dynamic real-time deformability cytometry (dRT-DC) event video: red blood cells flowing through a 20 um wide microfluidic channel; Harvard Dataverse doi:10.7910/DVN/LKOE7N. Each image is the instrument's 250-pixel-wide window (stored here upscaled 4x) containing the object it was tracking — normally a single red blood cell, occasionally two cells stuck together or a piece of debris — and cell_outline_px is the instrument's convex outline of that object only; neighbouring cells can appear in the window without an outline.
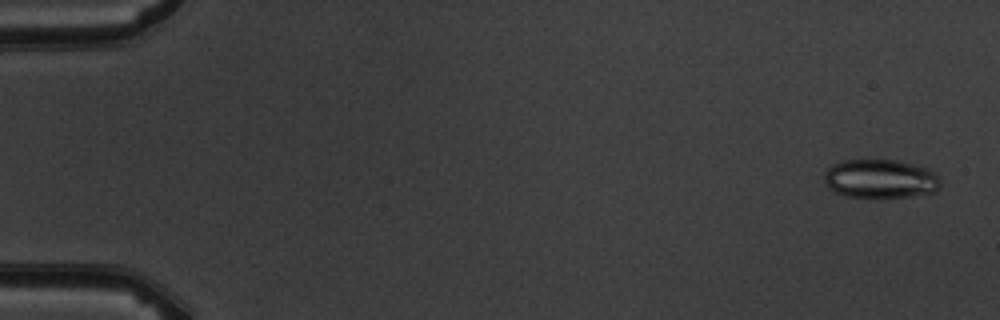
{"species": "common noctule bat (a hibernating species)", "species_latin": "Nyctalus noctula", "temperature_condition": "warm", "stored_images_in_passage": 5, "camera_frame_rate_fps": 3000, "um_per_image_px": 0.085, "animal": {"sex": "male", "body_mass_g": 19.5, "forearm_length_mm": 54.6}, "frame": {"image": 1, "passage_image": 1, "time_ms": 0.0, "image_size_px": [1000, 320], "cell_outline_px": [[940, 188], [936, 192], [908, 196], [876, 200], [844, 196], [828, 188], [824, 180], [824, 172], [832, 164], [844, 160], [896, 160], [928, 168], [936, 172], [940, 180]], "centroid_in_image_um": [74.83, 15.23], "position_along_channel_um": 10.2, "area_um2": 27.11}}